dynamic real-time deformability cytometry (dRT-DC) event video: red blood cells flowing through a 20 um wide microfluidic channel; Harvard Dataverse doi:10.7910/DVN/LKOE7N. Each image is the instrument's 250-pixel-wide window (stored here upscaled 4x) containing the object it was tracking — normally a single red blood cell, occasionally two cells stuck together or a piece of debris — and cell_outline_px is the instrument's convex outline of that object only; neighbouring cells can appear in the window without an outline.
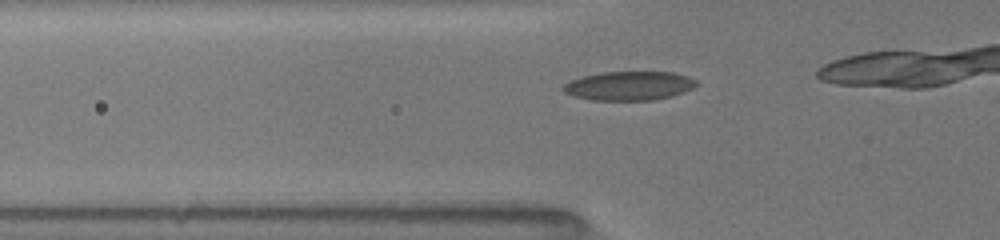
{"species": "common noctule bat (a hibernating species)", "species_latin": "Nyctalus noctula", "temperature_condition": "room temperature", "stored_images_in_passage": 11, "camera_frame_rate_fps": 3000, "um_per_image_px": 0.085, "animal": {"sex": "female", "body_mass_g": 19.5, "forearm_length_mm": 54.1}, "frame": {"image": 1, "passage_image": 9, "time_ms": 1.0, "image_size_px": [1000, 240], "cell_outline_px": [[700, 84], [684, 92], [672, 96], [652, 100], [592, 100], [576, 96], [564, 92], [560, 88], [564, 84], [572, 80], [584, 76], [600, 72], [672, 72], [688, 76], [696, 80]], "centroid_in_image_um": [53.5, 7.29], "position_along_channel_um": 72.3, "area_um2": 22.48}}